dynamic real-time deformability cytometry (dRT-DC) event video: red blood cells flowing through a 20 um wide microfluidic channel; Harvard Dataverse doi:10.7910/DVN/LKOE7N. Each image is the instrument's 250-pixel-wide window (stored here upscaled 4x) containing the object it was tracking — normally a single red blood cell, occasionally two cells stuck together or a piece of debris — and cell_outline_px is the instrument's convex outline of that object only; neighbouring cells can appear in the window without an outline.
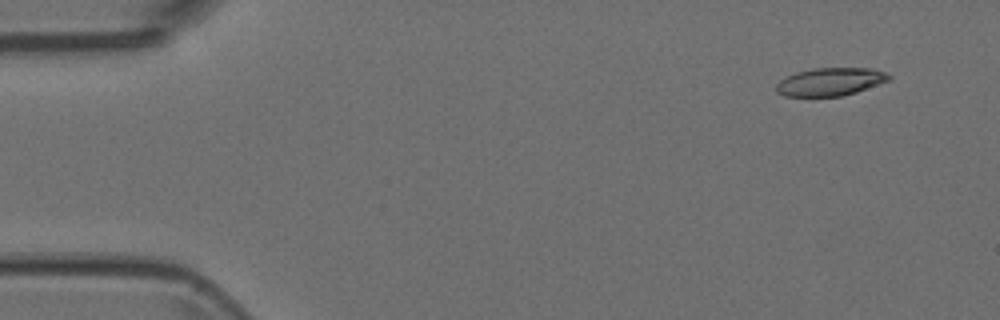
{"species": "Egyptian fruit bat (a non-hibernating species)", "species_latin": "Rousettus aegyptiacus", "temperature_condition": "room temperature", "stored_images_in_passage": 4, "camera_frame_rate_fps": 3000, "um_per_image_px": 0.085, "animal": {"sex": "female"}, "frame": {"image": 1, "passage_image": 1, "time_ms": 0.0, "image_size_px": [1000, 320], "cell_outline_px": [[892, 76], [888, 80], [856, 92], [840, 96], [784, 96], [776, 92], [776, 84], [780, 80], [796, 72], [812, 68], [872, 68], [888, 72]], "centroid_in_image_um": [70.57, 6.94], "position_along_channel_um": 14.4, "area_um2": 18.32}}
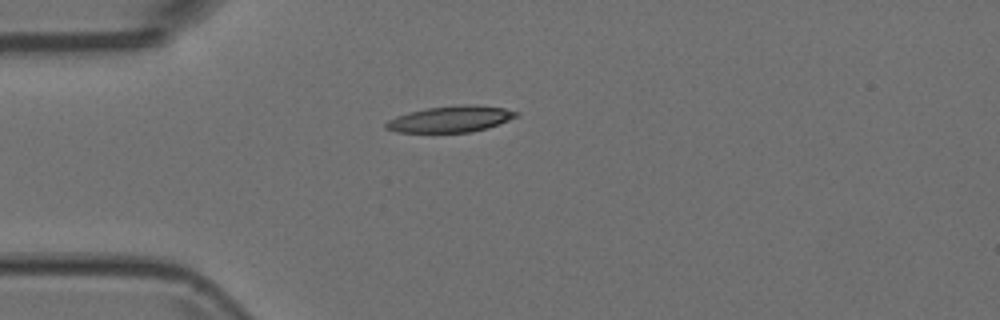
{"frame": {"image": 2, "passage_image": 4, "time_ms": 1.0, "image_size_px": [1000, 320], "cell_outline_px": [[520, 116], [488, 128], [472, 132], [396, 132], [384, 128], [384, 124], [388, 120], [396, 116], [408, 112], [428, 108], [460, 104], [504, 108], [520, 112]], "centroid_in_image_um": [38.31, 10.13], "position_along_channel_um": 46.7, "area_um2": 19.94}}